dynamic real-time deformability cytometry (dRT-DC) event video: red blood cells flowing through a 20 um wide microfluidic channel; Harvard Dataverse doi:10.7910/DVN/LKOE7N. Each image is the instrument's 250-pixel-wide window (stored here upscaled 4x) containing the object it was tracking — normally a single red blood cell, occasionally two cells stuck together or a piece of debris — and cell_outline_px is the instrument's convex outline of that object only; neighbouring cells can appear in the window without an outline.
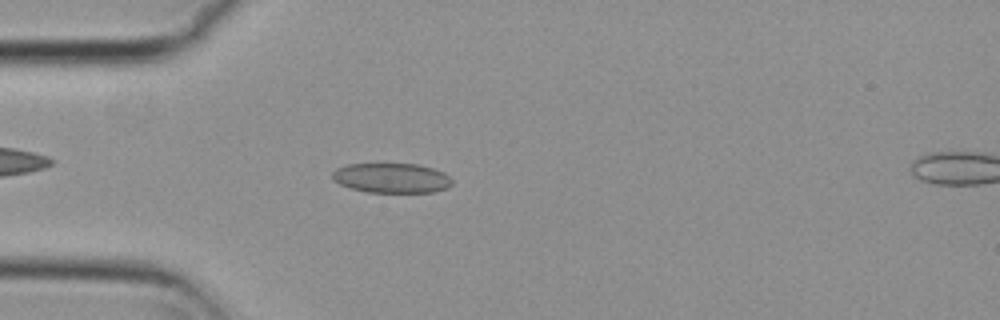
{"species": "common noctule bat (a hibernating species)", "species_latin": "Nyctalus noctula", "temperature_condition": "cold", "stored_images_in_passage": 46, "camera_frame_rate_fps": 3000, "um_per_image_px": 0.085, "animal": {"sex": "female", "body_mass_g": 29.2, "forearm_length_mm": 56.3}, "frame": {"image": 1, "passage_image": 7, "time_ms": 2.0, "image_size_px": [1000, 320], "cell_outline_px": [[452, 184], [448, 188], [432, 192], [368, 192], [348, 188], [332, 180], [332, 172], [336, 168], [348, 164], [420, 164], [444, 172], [452, 180]], "centroid_in_image_um": [33.27, 15.13], "position_along_channel_um": 51.7, "area_um2": 20.92}}
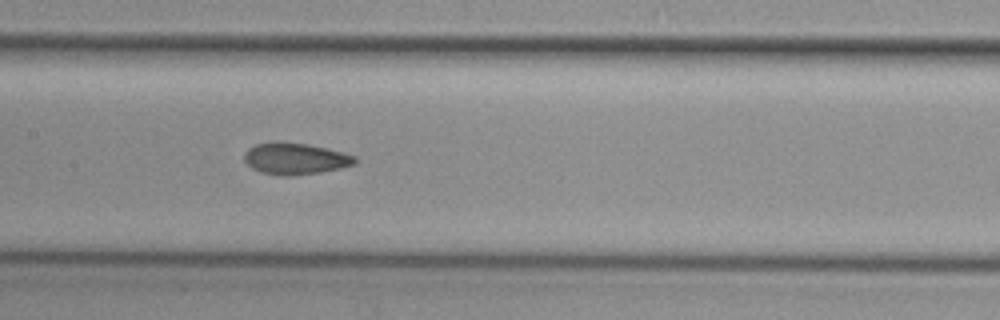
{"frame": {"image": 2, "passage_image": 18, "time_ms": 5.667, "image_size_px": [1000, 320], "cell_outline_px": [[356, 164], [340, 168], [320, 172], [292, 176], [280, 176], [260, 172], [252, 168], [244, 160], [244, 152], [248, 148], [256, 144], [272, 140], [276, 140], [308, 144], [356, 156]], "centroid_in_image_um": [25.04, 13.47], "position_along_channel_um": 182.4, "area_um2": 20.58}}
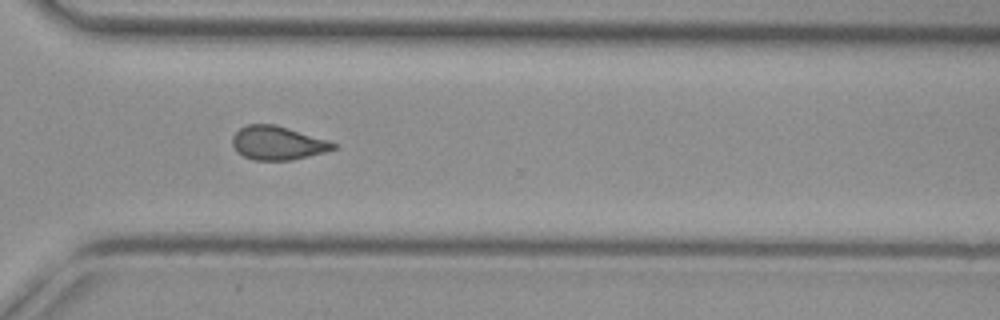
{"frame": {"image": 3, "passage_image": 31, "time_ms": 10.0, "image_size_px": [1000, 320], "cell_outline_px": [[336, 148], [324, 152], [292, 160], [252, 160], [244, 156], [232, 144], [232, 136], [240, 128], [248, 124], [276, 124], [328, 140], [336, 144]], "centroid_in_image_um": [23.6, 12.15], "position_along_channel_um": 347.0, "area_um2": 19.65}, "authors_computed_cell_mechanics": {"area_um2": 20.0855, "velocity_mm_per_s": 3.8054, "shape_relaxation_time_tau1_ms": null, "shape_relaxation_time_tau2_ms": 2.2554, "deformation_change_tau1": null, "deformation_change_tau2": 0.0782}}